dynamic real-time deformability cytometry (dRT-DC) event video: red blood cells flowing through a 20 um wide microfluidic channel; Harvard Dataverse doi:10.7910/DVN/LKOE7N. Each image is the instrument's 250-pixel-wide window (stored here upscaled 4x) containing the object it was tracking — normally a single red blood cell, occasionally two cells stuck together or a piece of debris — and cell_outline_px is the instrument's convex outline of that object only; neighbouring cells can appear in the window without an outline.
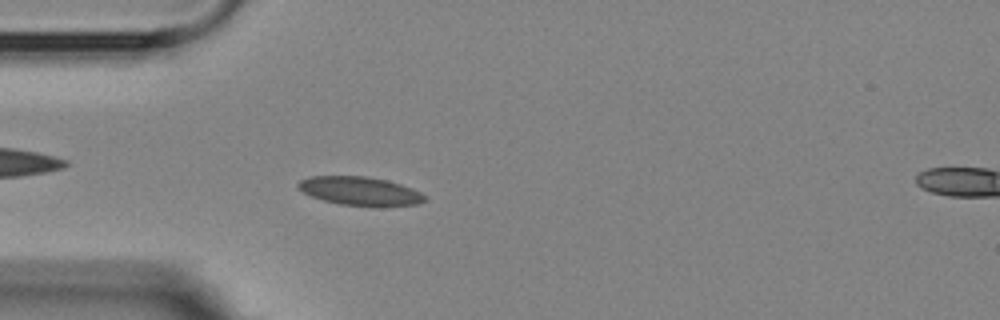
{"species": "Egyptian fruit bat (a non-hibernating species)", "species_latin": "Rousettus aegyptiacus", "temperature_condition": "room temperature", "stored_images_in_passage": 6, "segment_of_instrument_passage": [1, 2], "camera_frame_rate_fps": 3000, "um_per_image_px": 0.085, "animal": {"sex": "female"}, "frame": {"image": 1, "passage_image": 5, "time_ms": 5.667, "image_size_px": [1000, 320], "cell_outline_px": [[428, 200], [420, 204], [380, 208], [376, 208], [340, 204], [324, 200], [312, 196], [296, 188], [296, 184], [300, 180], [312, 176], [364, 176], [388, 180], [412, 188], [428, 196]], "centroid_in_image_um": [30.68, 16.27], "position_along_channel_um": 54.3, "area_um2": 21.73}}